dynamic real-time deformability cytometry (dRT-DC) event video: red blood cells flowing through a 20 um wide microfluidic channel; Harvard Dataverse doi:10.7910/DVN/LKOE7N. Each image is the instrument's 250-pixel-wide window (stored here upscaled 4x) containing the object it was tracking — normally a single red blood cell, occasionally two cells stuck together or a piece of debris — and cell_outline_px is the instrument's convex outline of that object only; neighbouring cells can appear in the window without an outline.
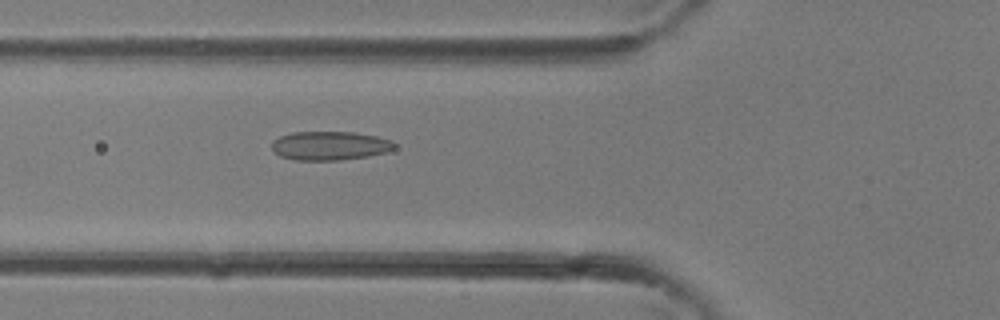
{"species": "common noctule bat (a hibernating species)", "species_latin": "Nyctalus noctula", "temperature_condition": "room temperature", "stored_images_in_passage": 32, "camera_frame_rate_fps": 3000, "um_per_image_px": 0.085, "animal": {"sex": "female"}, "frame": {"image": 1, "passage_image": 10, "time_ms": 3.0, "image_size_px": [1000, 320], "cell_outline_px": [[396, 148], [388, 152], [368, 156], [340, 160], [296, 160], [280, 156], [272, 148], [272, 140], [280, 136], [292, 132], [356, 132], [376, 136], [392, 140], [396, 144]], "centroid_in_image_um": [28.07, 12.38], "position_along_channel_um": 97.7, "area_um2": 20.75}}
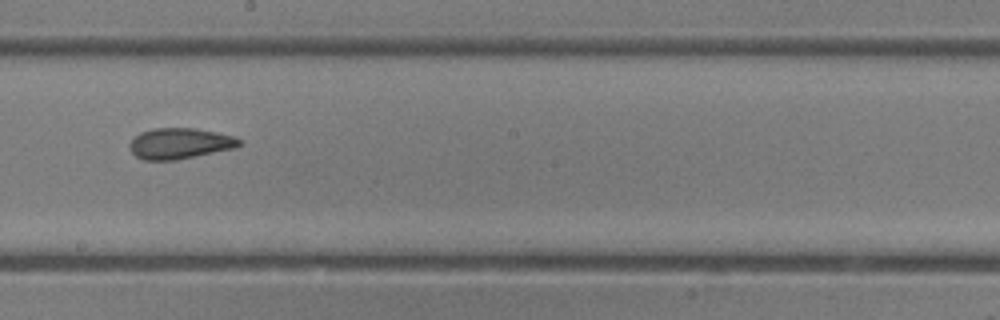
{"frame": {"image": 2, "passage_image": 17, "time_ms": 5.333, "image_size_px": [1000, 320], "cell_outline_px": [[244, 144], [236, 148], [176, 160], [144, 160], [136, 156], [128, 148], [128, 144], [140, 132], [152, 128], [196, 128], [236, 136], [244, 140]], "centroid_in_image_um": [15.34, 12.19], "position_along_channel_um": 232.9, "area_um2": 20.06}}
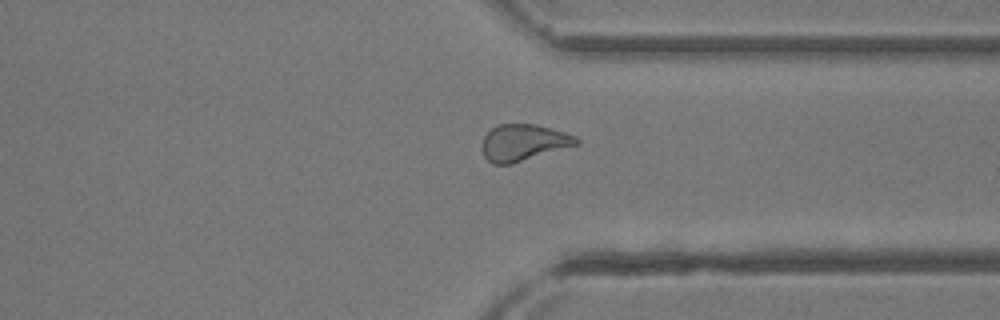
{"frame": {"image": 3, "passage_image": 24, "time_ms": 7.667, "image_size_px": [1000, 320], "cell_outline_px": [[580, 144], [512, 164], [492, 164], [484, 156], [484, 136], [492, 128], [500, 124], [536, 124], [552, 128], [576, 136], [580, 140]], "centroid_in_image_um": [44.55, 12.12], "position_along_channel_um": 366.9, "area_um2": 20.0}}